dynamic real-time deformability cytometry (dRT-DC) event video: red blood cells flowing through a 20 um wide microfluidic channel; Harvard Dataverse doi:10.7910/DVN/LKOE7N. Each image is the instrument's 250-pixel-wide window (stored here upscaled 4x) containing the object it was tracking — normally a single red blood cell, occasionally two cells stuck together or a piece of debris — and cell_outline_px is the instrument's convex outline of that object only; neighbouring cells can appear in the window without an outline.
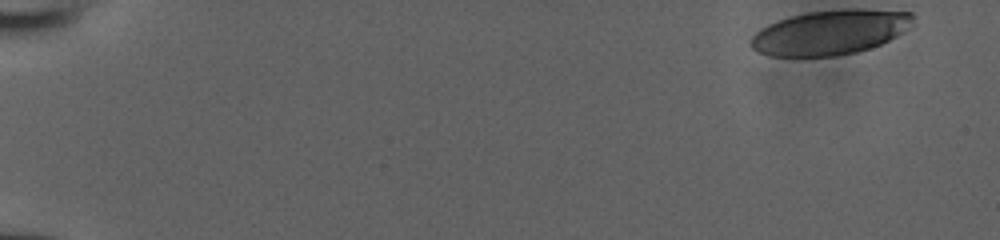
{"species": "human", "species_latin": "Homo sapiens", "temperature_condition": "room temperature", "stored_images_in_passage": 43, "camera_frame_rate_fps": 3000, "um_per_image_px": 0.085, "donor": {"sex": "male"}, "frame": {"image": 1, "passage_image": 1, "time_ms": 0.0, "image_size_px": [1000, 240], "cell_outline_px": [[916, 16], [896, 36], [880, 44], [856, 52], [836, 56], [772, 56], [760, 52], [752, 48], [752, 36], [760, 28], [768, 24], [788, 16], [808, 12], [912, 12]], "centroid_in_image_um": [70.44, 2.8], "position_along_channel_um": 14.6, "area_um2": 40.29}}
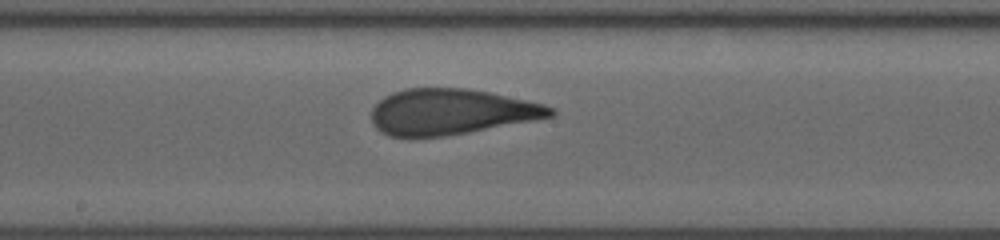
{"frame": {"image": 2, "passage_image": 28, "time_ms": 9.0, "image_size_px": [1000, 240], "cell_outline_px": [[556, 112], [552, 116], [532, 120], [468, 132], [444, 136], [388, 136], [380, 132], [376, 128], [372, 120], [372, 108], [384, 96], [392, 92], [408, 88], [468, 88], [488, 92], [544, 104], [556, 108]], "centroid_in_image_um": [38.32, 9.49], "position_along_channel_um": 209.9, "area_um2": 47.28}}
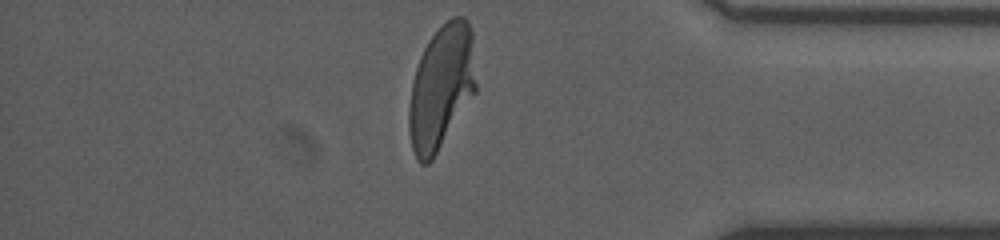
{"frame": {"image": 3, "passage_image": 43, "time_ms": 14.0, "image_size_px": [1000, 240], "cell_outline_px": [[476, 92], [432, 160], [428, 164], [420, 164], [416, 160], [412, 148], [408, 132], [408, 108], [412, 84], [416, 68], [420, 56], [428, 40], [452, 16], [464, 16], [468, 20], [472, 32], [476, 84]], "centroid_in_image_um": [37.5, 7.43], "position_along_channel_um": 397.7, "area_um2": 48.67}}